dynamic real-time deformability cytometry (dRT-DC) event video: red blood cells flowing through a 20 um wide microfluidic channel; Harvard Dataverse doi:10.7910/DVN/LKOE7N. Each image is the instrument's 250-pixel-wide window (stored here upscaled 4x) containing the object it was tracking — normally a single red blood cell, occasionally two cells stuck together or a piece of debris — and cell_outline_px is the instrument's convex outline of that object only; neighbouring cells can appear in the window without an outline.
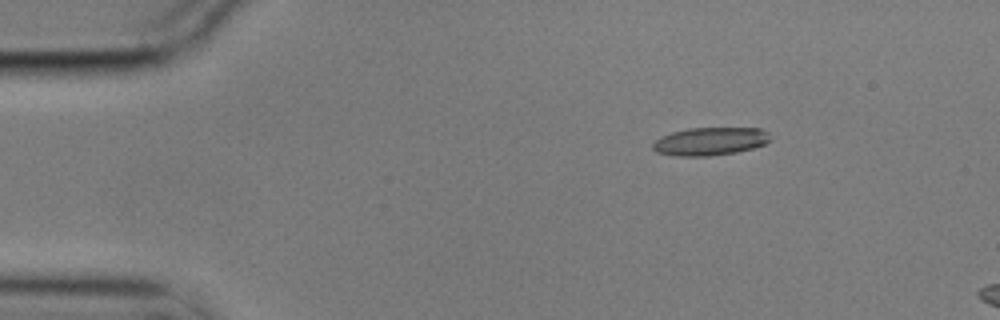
{"species": "common noctule bat (a hibernating species)", "species_latin": "Nyctalus noctula", "temperature_condition": "cold", "stored_images_in_passage": 5, "segment_of_instrument_passage": [2, 2], "camera_frame_rate_fps": 3000, "um_per_image_px": 0.085, "animal": {"sex": "male", "body_mass_g": 17.9}, "frame": {"image": 1, "passage_image": 5, "time_ms": 1.333, "image_size_px": [1000, 320], "cell_outline_px": [[772, 140], [764, 144], [752, 148], [736, 152], [708, 156], [676, 156], [656, 152], [652, 148], [652, 144], [660, 136], [672, 132], [688, 128], [760, 128], [768, 132]], "centroid_in_image_um": [60.35, 12.01], "position_along_channel_um": 24.6, "area_um2": 19.25}}